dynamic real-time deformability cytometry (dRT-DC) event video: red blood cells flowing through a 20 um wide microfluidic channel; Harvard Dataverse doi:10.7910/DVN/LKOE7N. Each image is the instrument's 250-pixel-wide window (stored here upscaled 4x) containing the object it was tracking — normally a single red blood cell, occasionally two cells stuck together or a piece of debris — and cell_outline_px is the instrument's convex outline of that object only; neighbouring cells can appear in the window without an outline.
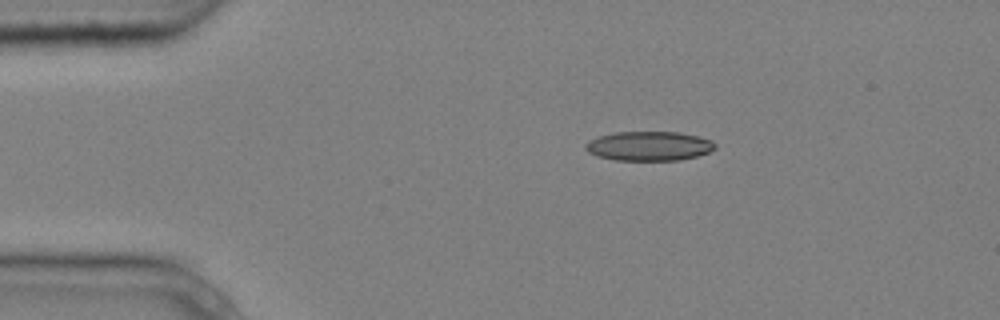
{"species": "common noctule bat (a hibernating species)", "species_latin": "Nyctalus noctula", "temperature_condition": "cold", "stored_images_in_passage": 6, "camera_frame_rate_fps": 3000, "um_per_image_px": 0.085, "animal": {"sex": "male", "body_mass_g": 20.4}, "frame": {"image": 1, "passage_image": 1, "time_ms": 0.0, "image_size_px": [1000, 320], "cell_outline_px": [[716, 148], [708, 152], [696, 156], [680, 160], [616, 160], [596, 156], [588, 152], [584, 148], [584, 144], [588, 140], [600, 136], [616, 132], [680, 132], [712, 140], [716, 144]], "centroid_in_image_um": [55.14, 12.41], "position_along_channel_um": 29.9, "area_um2": 22.2}}
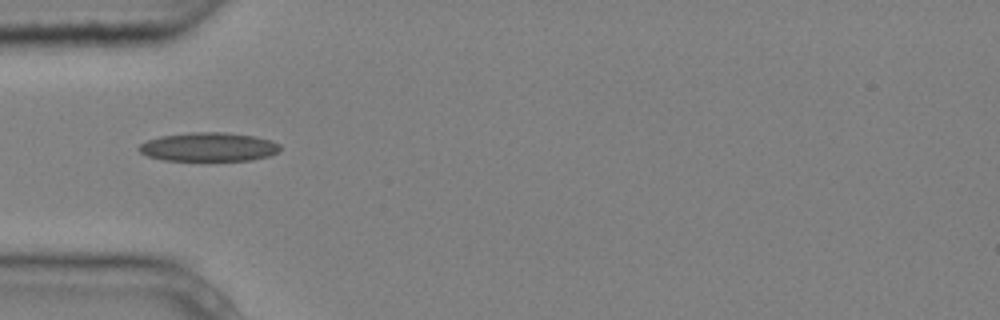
{"frame": {"image": 2, "passage_image": 3, "time_ms": 0.667, "image_size_px": [1000, 320], "cell_outline_px": [[280, 148], [276, 152], [268, 156], [252, 160], [164, 160], [148, 156], [140, 152], [136, 148], [140, 144], [148, 140], [160, 136], [192, 132], [224, 132], [256, 136], [280, 144]], "centroid_in_image_um": [17.71, 12.48], "position_along_channel_um": 67.3, "area_um2": 23.58}}
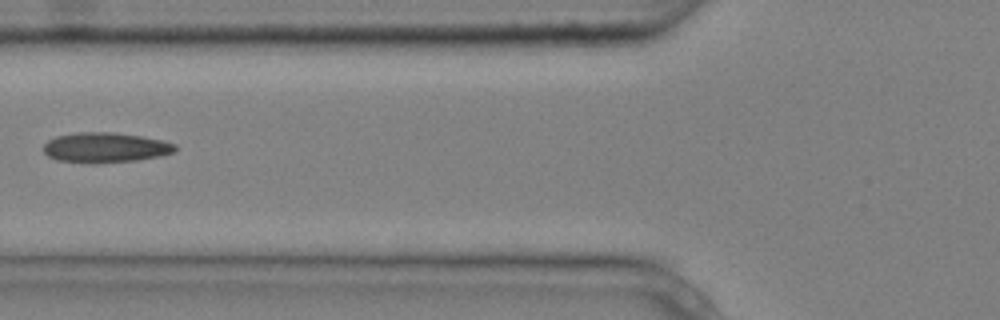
{"frame": {"image": 3, "passage_image": 4, "time_ms": 1.0, "image_size_px": [1000, 320], "cell_outline_px": [[176, 152], [160, 156], [136, 160], [92, 164], [56, 160], [48, 156], [44, 152], [44, 144], [48, 140], [56, 136], [76, 132], [116, 132], [164, 140], [176, 144]], "centroid_in_image_um": [8.96, 12.54], "position_along_channel_um": 116.8, "area_um2": 23.35}}